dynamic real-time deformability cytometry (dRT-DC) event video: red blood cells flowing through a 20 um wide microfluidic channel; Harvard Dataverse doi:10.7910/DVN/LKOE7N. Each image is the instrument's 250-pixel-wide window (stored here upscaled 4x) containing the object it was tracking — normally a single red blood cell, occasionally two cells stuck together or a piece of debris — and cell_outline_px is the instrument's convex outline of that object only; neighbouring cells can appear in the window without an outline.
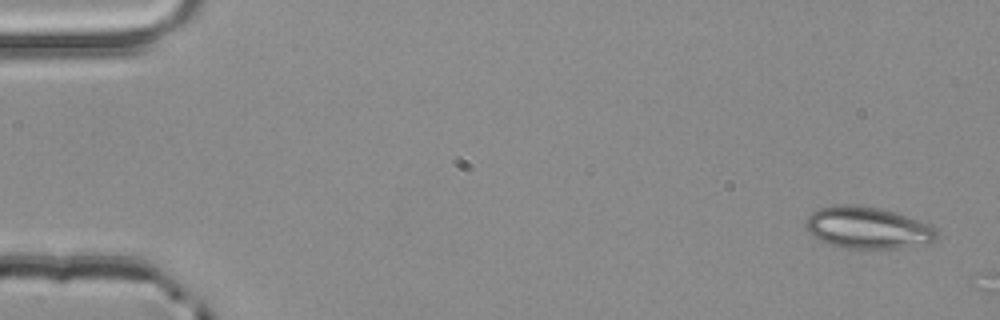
{"species": "common noctule bat (a hibernating species)", "species_latin": "Nyctalus noctula", "temperature_condition": "room temperature", "stored_images_in_passage": 2, "camera_frame_rate_fps": 3000, "um_per_image_px": 0.085, "animal": {"sex": "male", "body_mass_g": 20.4}, "frame": {"image": 1, "passage_image": 1, "time_ms": 0.0, "image_size_px": [1000, 320], "cell_outline_px": [[936, 240], [928, 244], [900, 248], [840, 248], [820, 240], [812, 236], [804, 228], [804, 224], [808, 216], [812, 212], [820, 208], [836, 204], [848, 204], [880, 208], [928, 224], [936, 228]], "centroid_in_image_um": [73.7, 19.37], "position_along_channel_um": 11.3, "area_um2": 31.91}}